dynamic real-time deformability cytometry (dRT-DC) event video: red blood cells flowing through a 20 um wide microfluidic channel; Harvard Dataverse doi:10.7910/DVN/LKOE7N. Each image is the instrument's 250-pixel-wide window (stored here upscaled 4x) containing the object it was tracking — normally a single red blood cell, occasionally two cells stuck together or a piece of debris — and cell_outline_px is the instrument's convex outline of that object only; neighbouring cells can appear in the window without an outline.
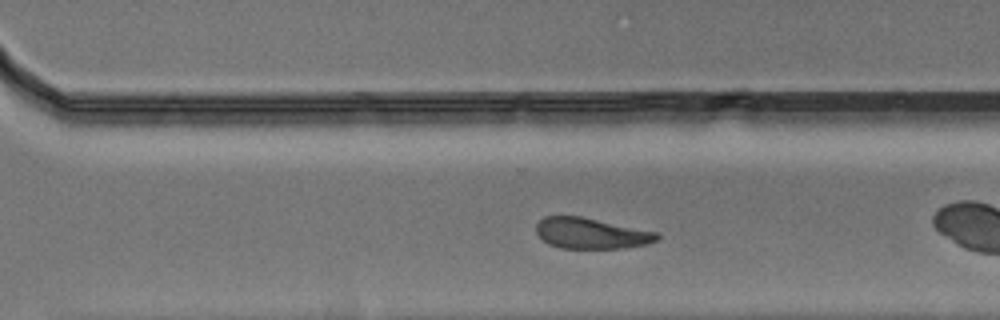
{"species": "Egyptian fruit bat (a non-hibernating species)", "species_latin": "Rousettus aegyptiacus", "temperature_condition": "warm", "stored_images_in_passage": 26, "camera_frame_rate_fps": 3000, "um_per_image_px": 0.085, "animal": {"sex": "male"}, "frame": {"image": 1, "passage_image": 19, "time_ms": 6.0, "image_size_px": [1000, 320], "cell_outline_px": [[660, 236], [656, 240], [648, 244], [624, 248], [560, 248], [548, 244], [536, 232], [536, 224], [544, 216], [580, 216], [660, 232]], "centroid_in_image_um": [50.27, 19.83], "position_along_channel_um": 320.3, "area_um2": 21.79}}
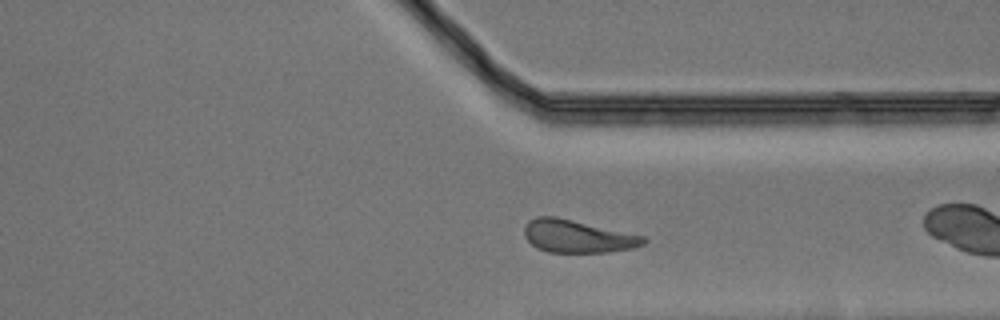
{"frame": {"image": 2, "passage_image": 22, "time_ms": 7.0, "image_size_px": [1000, 320], "cell_outline_px": [[648, 240], [644, 244], [636, 248], [608, 252], [548, 252], [536, 248], [524, 236], [524, 228], [528, 220], [536, 216], [556, 216], [644, 236]], "centroid_in_image_um": [49.08, 20.08], "position_along_channel_um": 362.3, "area_um2": 22.83}}